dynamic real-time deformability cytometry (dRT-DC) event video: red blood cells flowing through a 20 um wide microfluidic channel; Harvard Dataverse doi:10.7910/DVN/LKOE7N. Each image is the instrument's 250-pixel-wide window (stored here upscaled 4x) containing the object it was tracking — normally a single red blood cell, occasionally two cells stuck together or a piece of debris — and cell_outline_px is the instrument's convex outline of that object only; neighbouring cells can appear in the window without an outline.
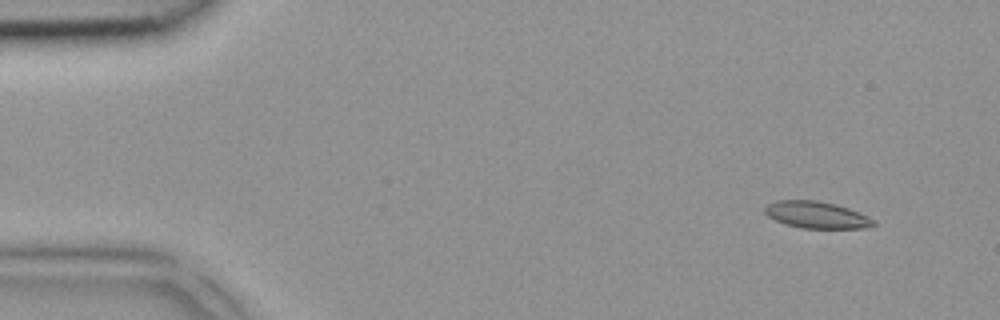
{"species": "common noctule bat (a hibernating species)", "species_latin": "Nyctalus noctula", "temperature_condition": "room temperature", "stored_images_in_passage": 5, "camera_frame_rate_fps": 3000, "um_per_image_px": 0.085, "animal": {"sex": "female", "body_mass_g": 18.4}, "frame": {"image": 1, "passage_image": 1, "time_ms": 0.0, "image_size_px": [1000, 320], "cell_outline_px": [[876, 224], [864, 228], [800, 228], [784, 224], [768, 216], [764, 212], [764, 208], [768, 204], [776, 200], [816, 200], [836, 204], [848, 208], [868, 216], [876, 220]], "centroid_in_image_um": [69.4, 18.26], "position_along_channel_um": 15.6, "area_um2": 17.05}}
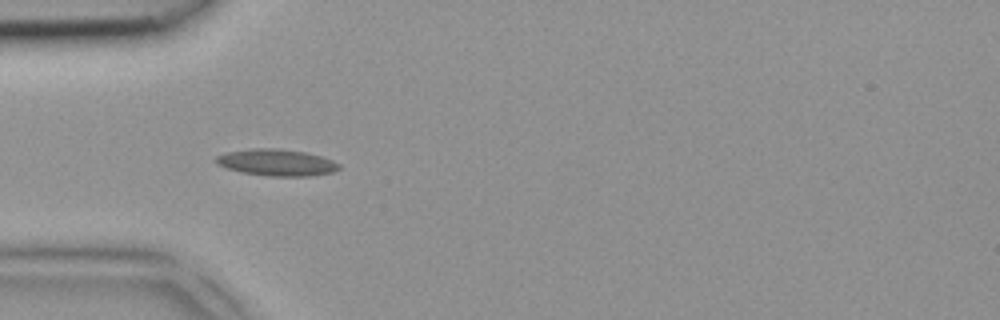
{"frame": {"image": 2, "passage_image": 4, "time_ms": 1.0, "image_size_px": [1000, 320], "cell_outline_px": [[340, 168], [332, 172], [308, 176], [268, 176], [244, 172], [228, 168], [216, 164], [212, 160], [216, 156], [228, 152], [252, 148], [280, 148], [304, 152], [320, 156], [332, 160], [340, 164]], "centroid_in_image_um": [23.49, 13.8], "position_along_channel_um": 61.5, "area_um2": 19.02}}